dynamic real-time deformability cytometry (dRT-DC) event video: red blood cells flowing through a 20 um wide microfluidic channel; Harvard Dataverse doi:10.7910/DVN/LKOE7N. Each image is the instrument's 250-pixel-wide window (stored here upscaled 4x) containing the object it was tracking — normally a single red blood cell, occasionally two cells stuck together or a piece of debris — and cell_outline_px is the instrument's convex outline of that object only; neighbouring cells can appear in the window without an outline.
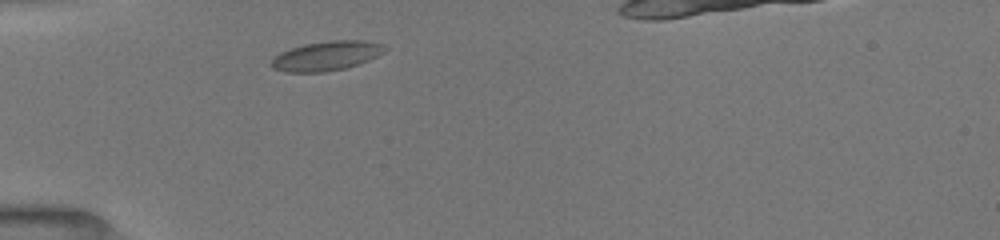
{"species": "common noctule bat (a hibernating species)", "species_latin": "Nyctalus noctula", "temperature_condition": "room temperature", "stored_images_in_passage": 13, "camera_frame_rate_fps": 3000, "um_per_image_px": 0.085, "animal": {"sex": "female", "body_mass_g": 19.5, "forearm_length_mm": 54.1}, "frame": {"image": 1, "passage_image": 1, "time_ms": 0.0, "image_size_px": [1000, 240], "cell_outline_px": [[384, 52], [368, 60], [344, 68], [324, 72], [284, 72], [272, 68], [272, 56], [280, 52], [304, 44], [332, 40], [364, 40], [384, 44]], "centroid_in_image_um": [27.71, 4.74], "position_along_channel_um": 57.3, "area_um2": 19.31}}
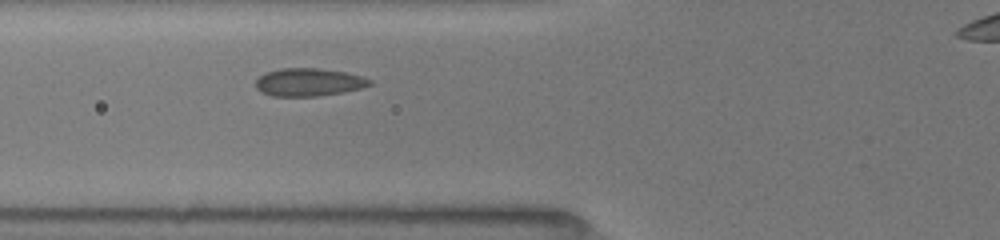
{"frame": {"image": 2, "passage_image": 9, "time_ms": 1.333, "image_size_px": [1000, 240], "cell_outline_px": [[372, 84], [360, 88], [340, 92], [316, 96], [272, 96], [260, 92], [256, 88], [256, 80], [264, 72], [280, 68], [320, 68], [344, 72], [360, 76], [372, 80]], "centroid_in_image_um": [26.18, 6.98], "position_along_channel_um": 99.6, "area_um2": 18.44}}